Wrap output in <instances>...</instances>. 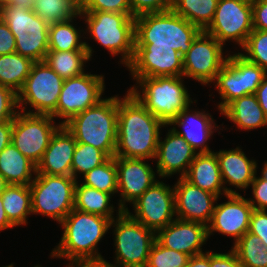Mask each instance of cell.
I'll return each mask as SVG.
<instances>
[{
	"label": "cell",
	"instance_id": "1",
	"mask_svg": "<svg viewBox=\"0 0 267 267\" xmlns=\"http://www.w3.org/2000/svg\"><path fill=\"white\" fill-rule=\"evenodd\" d=\"M127 92L124 98L118 97L115 157L155 159L160 129L166 125Z\"/></svg>",
	"mask_w": 267,
	"mask_h": 267
},
{
	"label": "cell",
	"instance_id": "2",
	"mask_svg": "<svg viewBox=\"0 0 267 267\" xmlns=\"http://www.w3.org/2000/svg\"><path fill=\"white\" fill-rule=\"evenodd\" d=\"M111 221L97 214L73 209L60 223L64 229L63 235L50 256L70 262L103 260L96 247L111 228Z\"/></svg>",
	"mask_w": 267,
	"mask_h": 267
},
{
	"label": "cell",
	"instance_id": "3",
	"mask_svg": "<svg viewBox=\"0 0 267 267\" xmlns=\"http://www.w3.org/2000/svg\"><path fill=\"white\" fill-rule=\"evenodd\" d=\"M201 31L172 9L135 17V45L172 47L182 57Z\"/></svg>",
	"mask_w": 267,
	"mask_h": 267
},
{
	"label": "cell",
	"instance_id": "4",
	"mask_svg": "<svg viewBox=\"0 0 267 267\" xmlns=\"http://www.w3.org/2000/svg\"><path fill=\"white\" fill-rule=\"evenodd\" d=\"M117 118L118 96H113L74 115L63 125L75 137L76 142L92 145L108 157H114Z\"/></svg>",
	"mask_w": 267,
	"mask_h": 267
},
{
	"label": "cell",
	"instance_id": "5",
	"mask_svg": "<svg viewBox=\"0 0 267 267\" xmlns=\"http://www.w3.org/2000/svg\"><path fill=\"white\" fill-rule=\"evenodd\" d=\"M182 77L140 78L137 81L139 85L130 87L129 92L167 127L182 110L193 103L187 88L183 84ZM138 87H140V91Z\"/></svg>",
	"mask_w": 267,
	"mask_h": 267
},
{
	"label": "cell",
	"instance_id": "6",
	"mask_svg": "<svg viewBox=\"0 0 267 267\" xmlns=\"http://www.w3.org/2000/svg\"><path fill=\"white\" fill-rule=\"evenodd\" d=\"M90 36L112 55L120 54L126 67L135 53V17L132 14L80 11Z\"/></svg>",
	"mask_w": 267,
	"mask_h": 267
},
{
	"label": "cell",
	"instance_id": "7",
	"mask_svg": "<svg viewBox=\"0 0 267 267\" xmlns=\"http://www.w3.org/2000/svg\"><path fill=\"white\" fill-rule=\"evenodd\" d=\"M0 18L8 25L16 40V53L33 62L44 61L48 53L49 24L32 8L9 3L0 6Z\"/></svg>",
	"mask_w": 267,
	"mask_h": 267
},
{
	"label": "cell",
	"instance_id": "8",
	"mask_svg": "<svg viewBox=\"0 0 267 267\" xmlns=\"http://www.w3.org/2000/svg\"><path fill=\"white\" fill-rule=\"evenodd\" d=\"M117 218L110 226L115 235L114 267H145L151 247L156 240V232L132 218L118 207Z\"/></svg>",
	"mask_w": 267,
	"mask_h": 267
},
{
	"label": "cell",
	"instance_id": "9",
	"mask_svg": "<svg viewBox=\"0 0 267 267\" xmlns=\"http://www.w3.org/2000/svg\"><path fill=\"white\" fill-rule=\"evenodd\" d=\"M76 183L72 176L35 174L29 185L32 213L50 217L60 224L74 209Z\"/></svg>",
	"mask_w": 267,
	"mask_h": 267
},
{
	"label": "cell",
	"instance_id": "10",
	"mask_svg": "<svg viewBox=\"0 0 267 267\" xmlns=\"http://www.w3.org/2000/svg\"><path fill=\"white\" fill-rule=\"evenodd\" d=\"M226 56V62L213 81L222 99L218 104L220 112L233 100L255 94L267 74L263 68L248 61L239 52Z\"/></svg>",
	"mask_w": 267,
	"mask_h": 267
},
{
	"label": "cell",
	"instance_id": "11",
	"mask_svg": "<svg viewBox=\"0 0 267 267\" xmlns=\"http://www.w3.org/2000/svg\"><path fill=\"white\" fill-rule=\"evenodd\" d=\"M63 83L64 79L45 61L34 62L23 88L17 94L18 107H21L19 111L51 115L56 110ZM26 105H30L34 111L27 112Z\"/></svg>",
	"mask_w": 267,
	"mask_h": 267
},
{
	"label": "cell",
	"instance_id": "12",
	"mask_svg": "<svg viewBox=\"0 0 267 267\" xmlns=\"http://www.w3.org/2000/svg\"><path fill=\"white\" fill-rule=\"evenodd\" d=\"M51 115L18 112L13 120V145L36 166L42 160L45 150L56 130L62 125L55 124Z\"/></svg>",
	"mask_w": 267,
	"mask_h": 267
},
{
	"label": "cell",
	"instance_id": "13",
	"mask_svg": "<svg viewBox=\"0 0 267 267\" xmlns=\"http://www.w3.org/2000/svg\"><path fill=\"white\" fill-rule=\"evenodd\" d=\"M204 31L223 46L232 40L243 47L253 31L251 1L218 0L214 18Z\"/></svg>",
	"mask_w": 267,
	"mask_h": 267
},
{
	"label": "cell",
	"instance_id": "14",
	"mask_svg": "<svg viewBox=\"0 0 267 267\" xmlns=\"http://www.w3.org/2000/svg\"><path fill=\"white\" fill-rule=\"evenodd\" d=\"M103 75L83 73L79 76L65 79L59 95L53 118L64 119L63 125L74 115L97 105L105 89Z\"/></svg>",
	"mask_w": 267,
	"mask_h": 267
},
{
	"label": "cell",
	"instance_id": "15",
	"mask_svg": "<svg viewBox=\"0 0 267 267\" xmlns=\"http://www.w3.org/2000/svg\"><path fill=\"white\" fill-rule=\"evenodd\" d=\"M223 50L221 43L202 30L183 56V78L190 77L203 85L213 83L228 58Z\"/></svg>",
	"mask_w": 267,
	"mask_h": 267
},
{
	"label": "cell",
	"instance_id": "16",
	"mask_svg": "<svg viewBox=\"0 0 267 267\" xmlns=\"http://www.w3.org/2000/svg\"><path fill=\"white\" fill-rule=\"evenodd\" d=\"M159 180L132 203L134 214L126 212L139 223L157 232L176 219L174 189ZM175 216V218H173Z\"/></svg>",
	"mask_w": 267,
	"mask_h": 267
},
{
	"label": "cell",
	"instance_id": "17",
	"mask_svg": "<svg viewBox=\"0 0 267 267\" xmlns=\"http://www.w3.org/2000/svg\"><path fill=\"white\" fill-rule=\"evenodd\" d=\"M134 81L145 77L183 75V57L172 47L135 45L133 60L127 66Z\"/></svg>",
	"mask_w": 267,
	"mask_h": 267
},
{
	"label": "cell",
	"instance_id": "18",
	"mask_svg": "<svg viewBox=\"0 0 267 267\" xmlns=\"http://www.w3.org/2000/svg\"><path fill=\"white\" fill-rule=\"evenodd\" d=\"M228 201L215 204L210 223L207 225L208 238L213 232H219L234 238L235 244L248 230L253 210L248 198L240 193L227 194Z\"/></svg>",
	"mask_w": 267,
	"mask_h": 267
},
{
	"label": "cell",
	"instance_id": "19",
	"mask_svg": "<svg viewBox=\"0 0 267 267\" xmlns=\"http://www.w3.org/2000/svg\"><path fill=\"white\" fill-rule=\"evenodd\" d=\"M117 169L118 191L120 193L119 208L126 211V202L133 203L157 179L151 164L145 162V159L115 157Z\"/></svg>",
	"mask_w": 267,
	"mask_h": 267
},
{
	"label": "cell",
	"instance_id": "20",
	"mask_svg": "<svg viewBox=\"0 0 267 267\" xmlns=\"http://www.w3.org/2000/svg\"><path fill=\"white\" fill-rule=\"evenodd\" d=\"M172 187L175 194L176 218L207 226L214 212V203H217L219 198L215 194L200 189L184 177H179Z\"/></svg>",
	"mask_w": 267,
	"mask_h": 267
},
{
	"label": "cell",
	"instance_id": "21",
	"mask_svg": "<svg viewBox=\"0 0 267 267\" xmlns=\"http://www.w3.org/2000/svg\"><path fill=\"white\" fill-rule=\"evenodd\" d=\"M161 139L155 156L158 176L164 178L181 173L180 177H184L198 152L172 128L168 130L164 141Z\"/></svg>",
	"mask_w": 267,
	"mask_h": 267
},
{
	"label": "cell",
	"instance_id": "22",
	"mask_svg": "<svg viewBox=\"0 0 267 267\" xmlns=\"http://www.w3.org/2000/svg\"><path fill=\"white\" fill-rule=\"evenodd\" d=\"M207 239V226L205 224L177 218L156 232V240L162 246L189 256L204 253L201 247Z\"/></svg>",
	"mask_w": 267,
	"mask_h": 267
},
{
	"label": "cell",
	"instance_id": "23",
	"mask_svg": "<svg viewBox=\"0 0 267 267\" xmlns=\"http://www.w3.org/2000/svg\"><path fill=\"white\" fill-rule=\"evenodd\" d=\"M75 137L61 125L50 139L36 174L72 176Z\"/></svg>",
	"mask_w": 267,
	"mask_h": 267
},
{
	"label": "cell",
	"instance_id": "24",
	"mask_svg": "<svg viewBox=\"0 0 267 267\" xmlns=\"http://www.w3.org/2000/svg\"><path fill=\"white\" fill-rule=\"evenodd\" d=\"M188 106L182 110L176 119H174L169 125H173V130L182 136L198 153H211L214 152L210 149L207 144V141L214 133V130L219 128L215 124L214 119L209 113L205 111H192ZM182 127L180 131L177 130V127Z\"/></svg>",
	"mask_w": 267,
	"mask_h": 267
},
{
	"label": "cell",
	"instance_id": "25",
	"mask_svg": "<svg viewBox=\"0 0 267 267\" xmlns=\"http://www.w3.org/2000/svg\"><path fill=\"white\" fill-rule=\"evenodd\" d=\"M184 178L200 189L215 194L218 198L221 194L225 196L238 194L231 188L225 187L215 152L198 153L191 162Z\"/></svg>",
	"mask_w": 267,
	"mask_h": 267
},
{
	"label": "cell",
	"instance_id": "26",
	"mask_svg": "<svg viewBox=\"0 0 267 267\" xmlns=\"http://www.w3.org/2000/svg\"><path fill=\"white\" fill-rule=\"evenodd\" d=\"M217 155L223 183L236 186L241 190L248 189L257 172V163L250 160L245 153L236 147L231 150H220Z\"/></svg>",
	"mask_w": 267,
	"mask_h": 267
},
{
	"label": "cell",
	"instance_id": "27",
	"mask_svg": "<svg viewBox=\"0 0 267 267\" xmlns=\"http://www.w3.org/2000/svg\"><path fill=\"white\" fill-rule=\"evenodd\" d=\"M238 129L252 130L267 126V116L255 94L242 96L230 102L221 112Z\"/></svg>",
	"mask_w": 267,
	"mask_h": 267
},
{
	"label": "cell",
	"instance_id": "28",
	"mask_svg": "<svg viewBox=\"0 0 267 267\" xmlns=\"http://www.w3.org/2000/svg\"><path fill=\"white\" fill-rule=\"evenodd\" d=\"M37 166L11 142L0 153V174L9 184L30 185Z\"/></svg>",
	"mask_w": 267,
	"mask_h": 267
},
{
	"label": "cell",
	"instance_id": "29",
	"mask_svg": "<svg viewBox=\"0 0 267 267\" xmlns=\"http://www.w3.org/2000/svg\"><path fill=\"white\" fill-rule=\"evenodd\" d=\"M1 197L9 221L14 226L26 225L32 214L30 186L9 184Z\"/></svg>",
	"mask_w": 267,
	"mask_h": 267
},
{
	"label": "cell",
	"instance_id": "30",
	"mask_svg": "<svg viewBox=\"0 0 267 267\" xmlns=\"http://www.w3.org/2000/svg\"><path fill=\"white\" fill-rule=\"evenodd\" d=\"M74 18L51 24L49 26L48 47L53 51L87 50L89 59L94 52L92 47L85 42H81V31L73 24Z\"/></svg>",
	"mask_w": 267,
	"mask_h": 267
},
{
	"label": "cell",
	"instance_id": "31",
	"mask_svg": "<svg viewBox=\"0 0 267 267\" xmlns=\"http://www.w3.org/2000/svg\"><path fill=\"white\" fill-rule=\"evenodd\" d=\"M33 61L19 53L0 55V85L19 93L30 74Z\"/></svg>",
	"mask_w": 267,
	"mask_h": 267
},
{
	"label": "cell",
	"instance_id": "32",
	"mask_svg": "<svg viewBox=\"0 0 267 267\" xmlns=\"http://www.w3.org/2000/svg\"><path fill=\"white\" fill-rule=\"evenodd\" d=\"M78 183L75 185L74 209L113 220L114 206L110 203L112 195Z\"/></svg>",
	"mask_w": 267,
	"mask_h": 267
},
{
	"label": "cell",
	"instance_id": "33",
	"mask_svg": "<svg viewBox=\"0 0 267 267\" xmlns=\"http://www.w3.org/2000/svg\"><path fill=\"white\" fill-rule=\"evenodd\" d=\"M87 50H48L44 61L62 79H70L85 73L84 64L89 61Z\"/></svg>",
	"mask_w": 267,
	"mask_h": 267
},
{
	"label": "cell",
	"instance_id": "34",
	"mask_svg": "<svg viewBox=\"0 0 267 267\" xmlns=\"http://www.w3.org/2000/svg\"><path fill=\"white\" fill-rule=\"evenodd\" d=\"M217 4L218 0H172L171 9L204 31L214 18Z\"/></svg>",
	"mask_w": 267,
	"mask_h": 267
},
{
	"label": "cell",
	"instance_id": "35",
	"mask_svg": "<svg viewBox=\"0 0 267 267\" xmlns=\"http://www.w3.org/2000/svg\"><path fill=\"white\" fill-rule=\"evenodd\" d=\"M35 14L49 25L81 17L80 6L73 0H38L34 2Z\"/></svg>",
	"mask_w": 267,
	"mask_h": 267
},
{
	"label": "cell",
	"instance_id": "36",
	"mask_svg": "<svg viewBox=\"0 0 267 267\" xmlns=\"http://www.w3.org/2000/svg\"><path fill=\"white\" fill-rule=\"evenodd\" d=\"M232 249L244 267H267V248L259 236L247 231Z\"/></svg>",
	"mask_w": 267,
	"mask_h": 267
},
{
	"label": "cell",
	"instance_id": "37",
	"mask_svg": "<svg viewBox=\"0 0 267 267\" xmlns=\"http://www.w3.org/2000/svg\"><path fill=\"white\" fill-rule=\"evenodd\" d=\"M83 185L95 188L112 196L118 191L117 169L114 157L83 175Z\"/></svg>",
	"mask_w": 267,
	"mask_h": 267
},
{
	"label": "cell",
	"instance_id": "38",
	"mask_svg": "<svg viewBox=\"0 0 267 267\" xmlns=\"http://www.w3.org/2000/svg\"><path fill=\"white\" fill-rule=\"evenodd\" d=\"M108 158L102 150L89 144L76 142L72 161V177L77 180L78 174H86Z\"/></svg>",
	"mask_w": 267,
	"mask_h": 267
},
{
	"label": "cell",
	"instance_id": "39",
	"mask_svg": "<svg viewBox=\"0 0 267 267\" xmlns=\"http://www.w3.org/2000/svg\"><path fill=\"white\" fill-rule=\"evenodd\" d=\"M191 256L162 246L155 240L145 267H185Z\"/></svg>",
	"mask_w": 267,
	"mask_h": 267
},
{
	"label": "cell",
	"instance_id": "40",
	"mask_svg": "<svg viewBox=\"0 0 267 267\" xmlns=\"http://www.w3.org/2000/svg\"><path fill=\"white\" fill-rule=\"evenodd\" d=\"M241 53L248 61L253 62L267 72V31L255 30L248 35Z\"/></svg>",
	"mask_w": 267,
	"mask_h": 267
},
{
	"label": "cell",
	"instance_id": "41",
	"mask_svg": "<svg viewBox=\"0 0 267 267\" xmlns=\"http://www.w3.org/2000/svg\"><path fill=\"white\" fill-rule=\"evenodd\" d=\"M80 11L132 14L130 0H85Z\"/></svg>",
	"mask_w": 267,
	"mask_h": 267
},
{
	"label": "cell",
	"instance_id": "42",
	"mask_svg": "<svg viewBox=\"0 0 267 267\" xmlns=\"http://www.w3.org/2000/svg\"><path fill=\"white\" fill-rule=\"evenodd\" d=\"M18 108L17 93L0 85V123L13 121L19 112Z\"/></svg>",
	"mask_w": 267,
	"mask_h": 267
},
{
	"label": "cell",
	"instance_id": "43",
	"mask_svg": "<svg viewBox=\"0 0 267 267\" xmlns=\"http://www.w3.org/2000/svg\"><path fill=\"white\" fill-rule=\"evenodd\" d=\"M132 17L171 9L172 0H130Z\"/></svg>",
	"mask_w": 267,
	"mask_h": 267
},
{
	"label": "cell",
	"instance_id": "44",
	"mask_svg": "<svg viewBox=\"0 0 267 267\" xmlns=\"http://www.w3.org/2000/svg\"><path fill=\"white\" fill-rule=\"evenodd\" d=\"M248 232L259 236L262 244L267 248V210H252Z\"/></svg>",
	"mask_w": 267,
	"mask_h": 267
},
{
	"label": "cell",
	"instance_id": "45",
	"mask_svg": "<svg viewBox=\"0 0 267 267\" xmlns=\"http://www.w3.org/2000/svg\"><path fill=\"white\" fill-rule=\"evenodd\" d=\"M257 172L250 186H252L253 198H248L253 209L267 210V180L257 177Z\"/></svg>",
	"mask_w": 267,
	"mask_h": 267
},
{
	"label": "cell",
	"instance_id": "46",
	"mask_svg": "<svg viewBox=\"0 0 267 267\" xmlns=\"http://www.w3.org/2000/svg\"><path fill=\"white\" fill-rule=\"evenodd\" d=\"M251 4L253 29L267 31V0H254Z\"/></svg>",
	"mask_w": 267,
	"mask_h": 267
},
{
	"label": "cell",
	"instance_id": "47",
	"mask_svg": "<svg viewBox=\"0 0 267 267\" xmlns=\"http://www.w3.org/2000/svg\"><path fill=\"white\" fill-rule=\"evenodd\" d=\"M210 267H244L239 261L235 251L228 253L210 252Z\"/></svg>",
	"mask_w": 267,
	"mask_h": 267
},
{
	"label": "cell",
	"instance_id": "48",
	"mask_svg": "<svg viewBox=\"0 0 267 267\" xmlns=\"http://www.w3.org/2000/svg\"><path fill=\"white\" fill-rule=\"evenodd\" d=\"M16 52V40L8 25L0 18V55Z\"/></svg>",
	"mask_w": 267,
	"mask_h": 267
},
{
	"label": "cell",
	"instance_id": "49",
	"mask_svg": "<svg viewBox=\"0 0 267 267\" xmlns=\"http://www.w3.org/2000/svg\"><path fill=\"white\" fill-rule=\"evenodd\" d=\"M13 121L0 123V153L11 143Z\"/></svg>",
	"mask_w": 267,
	"mask_h": 267
},
{
	"label": "cell",
	"instance_id": "50",
	"mask_svg": "<svg viewBox=\"0 0 267 267\" xmlns=\"http://www.w3.org/2000/svg\"><path fill=\"white\" fill-rule=\"evenodd\" d=\"M257 101L260 107L263 109L265 115L267 116V74L264 76L262 83L259 85L255 92Z\"/></svg>",
	"mask_w": 267,
	"mask_h": 267
},
{
	"label": "cell",
	"instance_id": "51",
	"mask_svg": "<svg viewBox=\"0 0 267 267\" xmlns=\"http://www.w3.org/2000/svg\"><path fill=\"white\" fill-rule=\"evenodd\" d=\"M185 267H210V251L191 256Z\"/></svg>",
	"mask_w": 267,
	"mask_h": 267
},
{
	"label": "cell",
	"instance_id": "52",
	"mask_svg": "<svg viewBox=\"0 0 267 267\" xmlns=\"http://www.w3.org/2000/svg\"><path fill=\"white\" fill-rule=\"evenodd\" d=\"M114 267L110 262L103 260L74 261L66 267Z\"/></svg>",
	"mask_w": 267,
	"mask_h": 267
},
{
	"label": "cell",
	"instance_id": "53",
	"mask_svg": "<svg viewBox=\"0 0 267 267\" xmlns=\"http://www.w3.org/2000/svg\"><path fill=\"white\" fill-rule=\"evenodd\" d=\"M15 227L7 218L3 207L2 197L0 196V231Z\"/></svg>",
	"mask_w": 267,
	"mask_h": 267
},
{
	"label": "cell",
	"instance_id": "54",
	"mask_svg": "<svg viewBox=\"0 0 267 267\" xmlns=\"http://www.w3.org/2000/svg\"><path fill=\"white\" fill-rule=\"evenodd\" d=\"M7 3L22 8H33V0H9Z\"/></svg>",
	"mask_w": 267,
	"mask_h": 267
},
{
	"label": "cell",
	"instance_id": "55",
	"mask_svg": "<svg viewBox=\"0 0 267 267\" xmlns=\"http://www.w3.org/2000/svg\"><path fill=\"white\" fill-rule=\"evenodd\" d=\"M9 186V183L5 180V178L0 174V196Z\"/></svg>",
	"mask_w": 267,
	"mask_h": 267
},
{
	"label": "cell",
	"instance_id": "56",
	"mask_svg": "<svg viewBox=\"0 0 267 267\" xmlns=\"http://www.w3.org/2000/svg\"><path fill=\"white\" fill-rule=\"evenodd\" d=\"M263 167H264V168H263L262 171H261V175H260V177H261L262 179L267 180V161L265 162V164H264Z\"/></svg>",
	"mask_w": 267,
	"mask_h": 267
},
{
	"label": "cell",
	"instance_id": "57",
	"mask_svg": "<svg viewBox=\"0 0 267 267\" xmlns=\"http://www.w3.org/2000/svg\"><path fill=\"white\" fill-rule=\"evenodd\" d=\"M73 1H75L80 7L85 2V0H73Z\"/></svg>",
	"mask_w": 267,
	"mask_h": 267
},
{
	"label": "cell",
	"instance_id": "58",
	"mask_svg": "<svg viewBox=\"0 0 267 267\" xmlns=\"http://www.w3.org/2000/svg\"><path fill=\"white\" fill-rule=\"evenodd\" d=\"M9 267H14V265L13 264H10ZM34 267H41V266L40 265H36Z\"/></svg>",
	"mask_w": 267,
	"mask_h": 267
},
{
	"label": "cell",
	"instance_id": "59",
	"mask_svg": "<svg viewBox=\"0 0 267 267\" xmlns=\"http://www.w3.org/2000/svg\"><path fill=\"white\" fill-rule=\"evenodd\" d=\"M3 3H6V2H8L9 0H1Z\"/></svg>",
	"mask_w": 267,
	"mask_h": 267
}]
</instances>
